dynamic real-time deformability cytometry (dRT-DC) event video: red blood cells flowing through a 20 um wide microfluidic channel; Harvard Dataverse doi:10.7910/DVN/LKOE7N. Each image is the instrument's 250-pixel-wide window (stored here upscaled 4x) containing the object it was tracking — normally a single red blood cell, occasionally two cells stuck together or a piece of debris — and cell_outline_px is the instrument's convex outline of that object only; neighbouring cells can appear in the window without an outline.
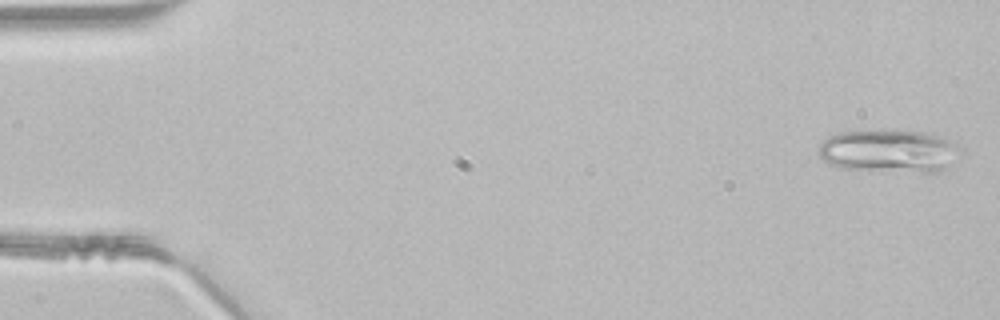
{"species": "common noctule bat (a hibernating species)", "species_latin": "Nyctalus noctula", "temperature_condition": "room temperature", "stored_images_in_passage": 46, "camera_frame_rate_fps": 3000, "um_per_image_px": 0.085, "animal": {"sex": "male", "body_mass_g": 21.5, "forearm_length_mm": 52.0}, "frame": {"image": 1, "passage_image": 1, "time_ms": 0.0, "image_size_px": [1000, 320], "cell_outline_px": [[956, 148], [944, 168], [940, 172], [920, 172], [840, 168], [828, 164], [816, 152], [820, 144], [828, 136], [840, 132], [920, 132], [936, 136], [948, 140], [956, 144]], "centroid_in_image_um": [75.4, 12.86], "position_along_channel_um": 9.6, "area_um2": 33.87}}
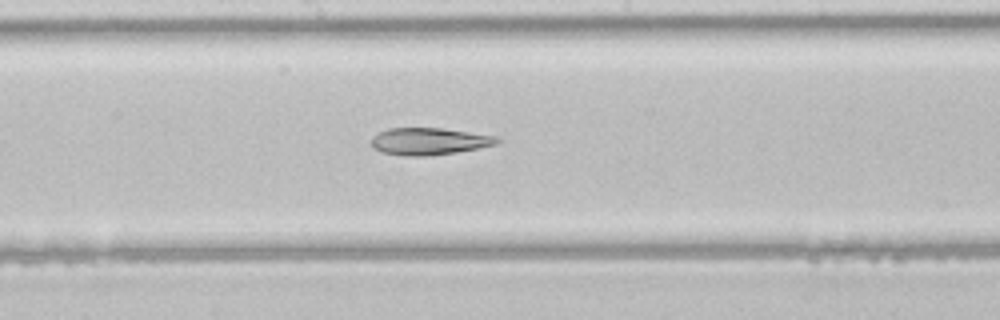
{"frame": {"image": 2, "passage_image": 24, "time_ms": 7.667, "image_size_px": [1000, 320], "cell_outline_px": [[500, 140], [496, 144], [456, 152], [428, 156], [404, 156], [384, 152], [372, 148], [372, 136], [388, 128], [440, 128], [496, 136]], "centroid_in_image_um": [36.44, 12.01], "position_along_channel_um": 211.8, "area_um2": 19.59}}
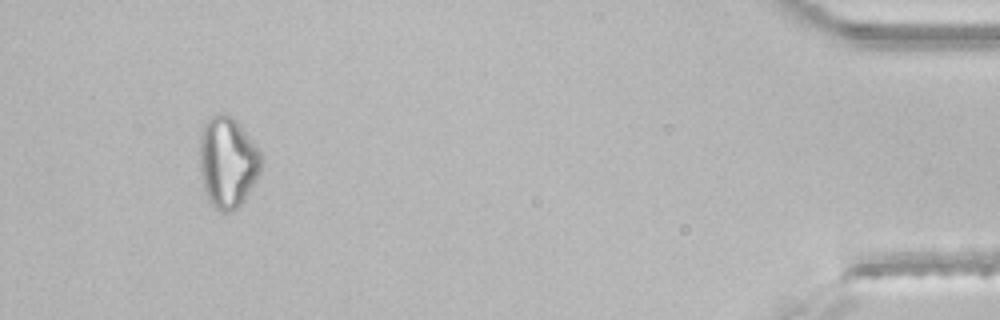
{"frame": {"image": 3, "passage_image": 43, "time_ms": 14.0, "image_size_px": [1000, 320], "cell_outline_px": [[260, 172], [256, 180], [240, 208], [232, 212], [220, 212], [208, 200], [204, 192], [200, 172], [200, 136], [204, 124], [212, 116], [224, 112], [232, 116], [236, 120], [260, 152]], "centroid_in_image_um": [19.33, 13.83], "position_along_channel_um": 415.9, "area_um2": 32.66}}